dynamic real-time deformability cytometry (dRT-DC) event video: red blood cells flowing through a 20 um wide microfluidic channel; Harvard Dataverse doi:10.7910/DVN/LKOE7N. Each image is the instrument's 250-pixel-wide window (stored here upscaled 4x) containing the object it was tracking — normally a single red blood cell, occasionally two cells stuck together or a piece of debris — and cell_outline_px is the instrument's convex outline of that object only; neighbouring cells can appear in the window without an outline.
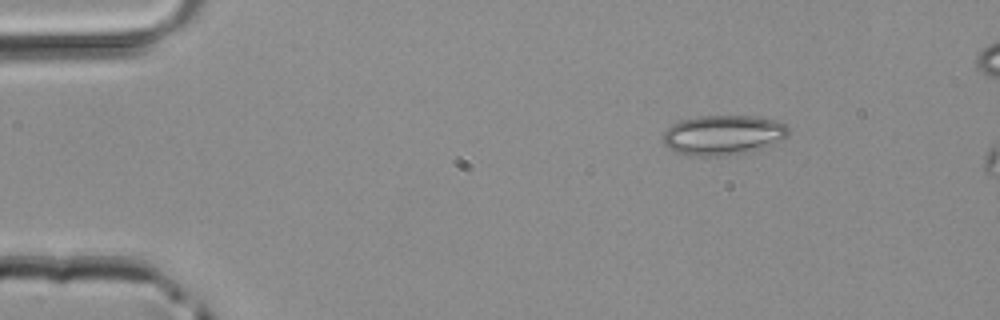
{"species": "common noctule bat (a hibernating species)", "species_latin": "Nyctalus noctula", "temperature_condition": "room temperature", "stored_images_in_passage": 2, "camera_frame_rate_fps": 3000, "um_per_image_px": 0.085, "animal": {"sex": "male", "body_mass_g": 20.4}, "frame": {"image": 1, "passage_image": 1, "time_ms": 0.0, "image_size_px": [1000, 320], "cell_outline_px": [[788, 136], [760, 148], [748, 152], [724, 156], [688, 156], [672, 152], [664, 144], [664, 132], [672, 124], [680, 120], [700, 116], [752, 116], [776, 120], [788, 124]], "centroid_in_image_um": [61.43, 11.48], "position_along_channel_um": 23.6, "area_um2": 29.25}}